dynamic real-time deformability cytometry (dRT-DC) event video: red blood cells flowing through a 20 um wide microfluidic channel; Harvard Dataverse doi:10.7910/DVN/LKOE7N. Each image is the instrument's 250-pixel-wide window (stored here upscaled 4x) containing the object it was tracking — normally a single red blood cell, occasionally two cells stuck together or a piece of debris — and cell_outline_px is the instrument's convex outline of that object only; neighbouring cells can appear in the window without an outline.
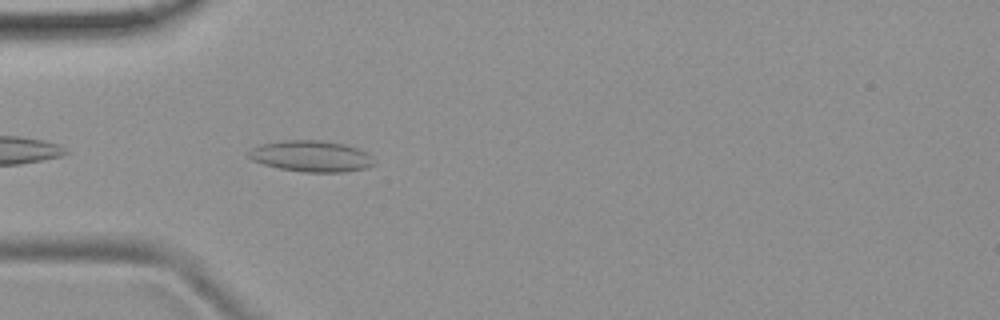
{"species": "common noctule bat (a hibernating species)", "species_latin": "Nyctalus noctula", "temperature_condition": "room temperature", "stored_images_in_passage": 8, "camera_frame_rate_fps": 3000, "um_per_image_px": 0.085, "animal": {"sex": "female", "body_mass_g": 19.9}, "frame": {"image": 1, "passage_image": 3, "time_ms": 0.667, "image_size_px": [1000, 320], "cell_outline_px": [[376, 164], [368, 168], [344, 172], [304, 172], [280, 168], [264, 164], [252, 160], [248, 156], [248, 152], [252, 148], [260, 144], [284, 140], [320, 140], [344, 144], [356, 148], [372, 156], [376, 160]], "centroid_in_image_um": [26.48, 13.28], "position_along_channel_um": 58.5, "area_um2": 22.83}}